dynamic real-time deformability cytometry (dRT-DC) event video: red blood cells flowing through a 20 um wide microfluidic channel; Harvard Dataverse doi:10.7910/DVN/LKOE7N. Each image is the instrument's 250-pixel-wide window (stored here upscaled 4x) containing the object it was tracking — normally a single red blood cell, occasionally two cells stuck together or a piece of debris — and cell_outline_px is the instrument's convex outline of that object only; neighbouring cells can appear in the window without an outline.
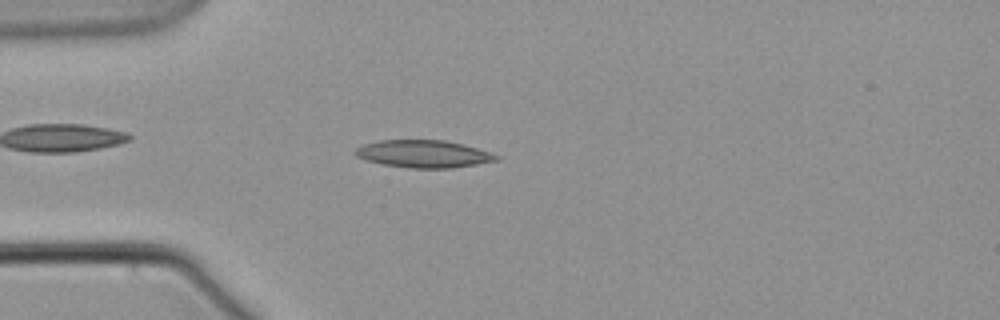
{"species": "common noctule bat (a hibernating species)", "species_latin": "Nyctalus noctula", "temperature_condition": "warm", "stored_images_in_passage": 5, "camera_frame_rate_fps": 3000, "um_per_image_px": 0.085, "animal": {"sex": "male", "body_mass_g": 21.5, "forearm_length_mm": 52.0}, "frame": {"image": 1, "passage_image": 4, "time_ms": 3.667, "image_size_px": [1000, 320], "cell_outline_px": [[500, 160], [452, 168], [408, 168], [384, 164], [368, 160], [356, 156], [352, 152], [356, 148], [364, 144], [380, 140], [444, 140], [464, 144], [500, 156]], "centroid_in_image_um": [36.0, 13.08], "position_along_channel_um": 49.0, "area_um2": 22.48}}